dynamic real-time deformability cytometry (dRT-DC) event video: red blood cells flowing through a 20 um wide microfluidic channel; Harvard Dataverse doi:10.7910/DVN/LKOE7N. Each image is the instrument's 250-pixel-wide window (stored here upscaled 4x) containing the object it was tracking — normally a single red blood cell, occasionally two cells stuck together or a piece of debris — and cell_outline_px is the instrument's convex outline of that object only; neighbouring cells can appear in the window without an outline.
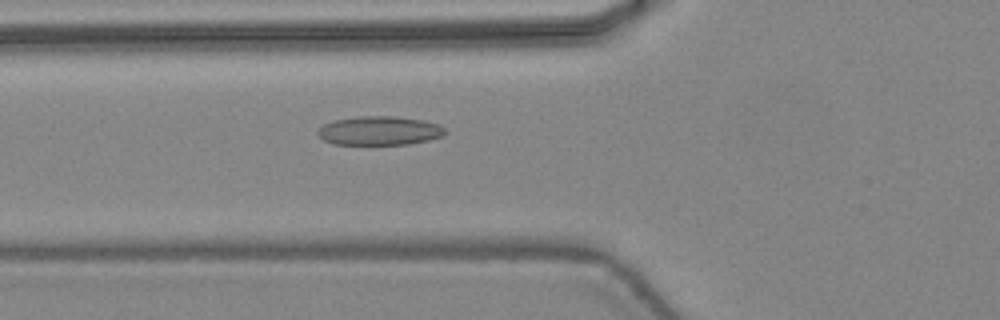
{"species": "common noctule bat (a hibernating species)", "species_latin": "Nyctalus noctula", "temperature_condition": "warm", "stored_images_in_passage": 47, "camera_frame_rate_fps": 3000, "um_per_image_px": 0.085, "animal": {"sex": "female", "body_mass_g": 24.6, "forearm_length_mm": 56.2}, "frame": {"image": 1, "passage_image": 18, "time_ms": 5.667, "image_size_px": [1000, 320], "cell_outline_px": [[448, 132], [444, 136], [428, 140], [408, 144], [332, 144], [324, 140], [316, 132], [324, 124], [332, 120], [360, 116], [392, 116], [424, 120], [440, 124]], "centroid_in_image_um": [32.28, 11.1], "position_along_channel_um": 93.5, "area_um2": 21.56}}
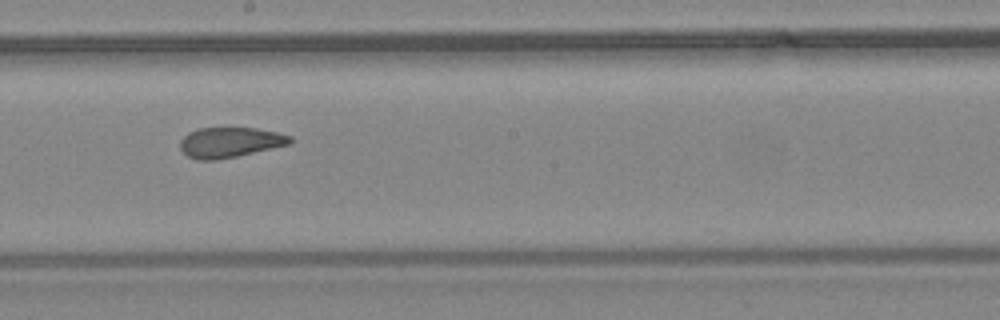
{"frame": {"image": 2, "passage_image": 27, "time_ms": 8.667, "image_size_px": [1000, 320], "cell_outline_px": [[292, 140], [288, 144], [236, 156], [216, 160], [196, 160], [188, 156], [180, 148], [180, 140], [188, 132], [200, 128], [256, 128], [276, 132], [292, 136]], "centroid_in_image_um": [19.5, 12.09], "position_along_channel_um": 228.7, "area_um2": 19.13}}
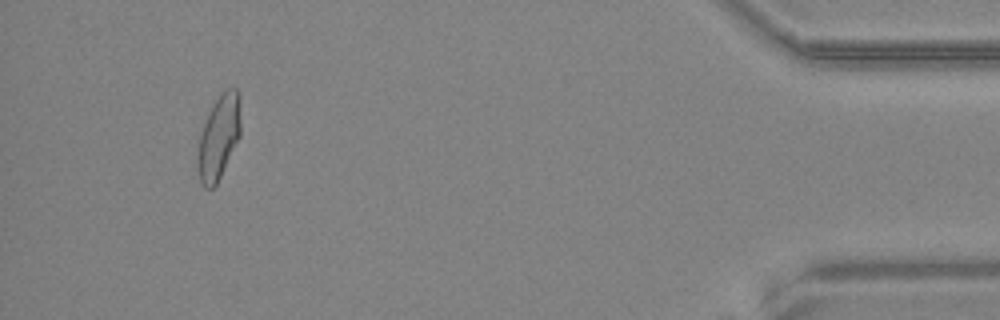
{"frame": {"image": 3, "passage_image": 44, "time_ms": 14.333, "image_size_px": [1000, 320], "cell_outline_px": [[240, 136], [216, 184], [212, 188], [204, 188], [200, 180], [196, 168], [196, 160], [200, 136], [208, 112], [212, 104], [224, 88], [236, 88], [240, 96]], "centroid_in_image_um": [18.59, 11.63], "position_along_channel_um": 416.6, "area_um2": 21.15}, "authors_computed_cell_mechanics": {"area_um2": 20.9236, "velocity_mm_per_s": 4.4831, "shape_relaxation_time_tau1_ms": 10.0663, "shape_relaxation_time_tau2_ms": 1.3313, "deformation_change_tau1": 0.2287, "deformation_change_tau2": 0.0883}}